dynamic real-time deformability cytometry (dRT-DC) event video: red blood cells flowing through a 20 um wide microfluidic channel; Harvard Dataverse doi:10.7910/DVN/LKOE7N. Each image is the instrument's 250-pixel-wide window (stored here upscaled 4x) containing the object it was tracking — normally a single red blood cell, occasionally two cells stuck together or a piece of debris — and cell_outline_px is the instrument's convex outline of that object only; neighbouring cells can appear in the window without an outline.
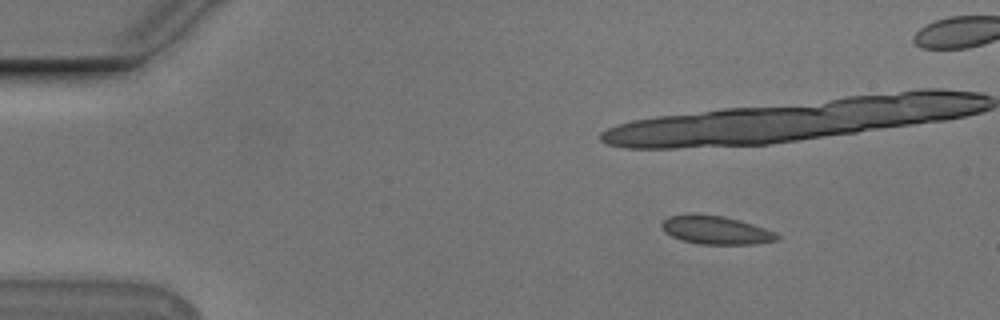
{"species": "Egyptian fruit bat (a non-hibernating species)", "species_latin": "Rousettus aegyptiacus", "temperature_condition": "cold", "stored_images_in_passage": 40, "camera_frame_rate_fps": 3000, "um_per_image_px": 0.085, "animal": {"sex": "male"}, "frame": {"image": 1, "passage_image": 1, "time_ms": 0.0, "image_size_px": [1000, 320], "cell_outline_px": [[780, 240], [752, 244], [700, 244], [680, 240], [664, 232], [660, 224], [668, 216], [692, 212], [724, 216], [740, 220], [776, 232], [780, 236]], "centroid_in_image_um": [60.82, 19.54], "position_along_channel_um": 24.2, "area_um2": 19.42}, "authors_computed_cell_mechanics": {"area_um2": 18.1781, "velocity_mm_per_s": 3.7536, "shape_relaxation_time_tau1_ms": 6.7987, "shape_relaxation_time_tau2_ms": null, "deformation_change_tau1": 0.1116, "deformation_change_tau2": null}}